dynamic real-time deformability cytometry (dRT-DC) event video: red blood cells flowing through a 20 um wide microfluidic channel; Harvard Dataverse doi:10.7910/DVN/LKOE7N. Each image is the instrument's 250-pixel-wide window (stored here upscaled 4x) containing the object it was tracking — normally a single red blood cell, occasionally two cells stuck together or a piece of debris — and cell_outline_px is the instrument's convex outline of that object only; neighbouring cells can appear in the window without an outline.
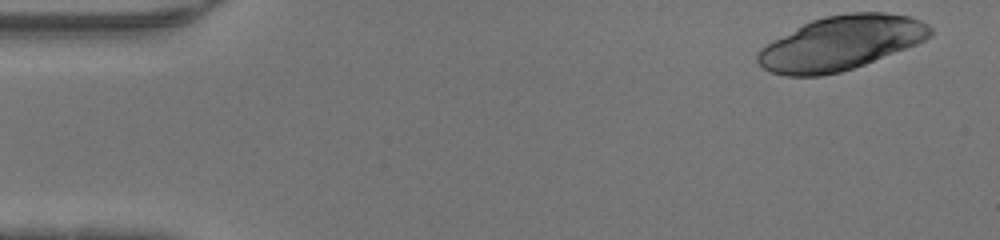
{"species": "human", "species_latin": "Homo sapiens", "temperature_condition": "warm", "stored_images_in_passage": 45, "camera_frame_rate_fps": 3000, "um_per_image_px": 0.085, "donor": {"sex": "male"}, "frame": {"image": 1, "passage_image": 1, "time_ms": 0.0, "image_size_px": [1000, 240], "cell_outline_px": [[932, 36], [916, 44], [864, 64], [840, 72], [820, 76], [788, 76], [772, 72], [764, 68], [756, 60], [756, 56], [760, 48], [772, 40], [812, 20], [824, 16], [852, 12], [884, 12], [908, 16], [920, 20], [928, 24], [932, 28]], "centroid_in_image_um": [71.47, 3.65], "position_along_channel_um": 13.5, "area_um2": 54.1}}